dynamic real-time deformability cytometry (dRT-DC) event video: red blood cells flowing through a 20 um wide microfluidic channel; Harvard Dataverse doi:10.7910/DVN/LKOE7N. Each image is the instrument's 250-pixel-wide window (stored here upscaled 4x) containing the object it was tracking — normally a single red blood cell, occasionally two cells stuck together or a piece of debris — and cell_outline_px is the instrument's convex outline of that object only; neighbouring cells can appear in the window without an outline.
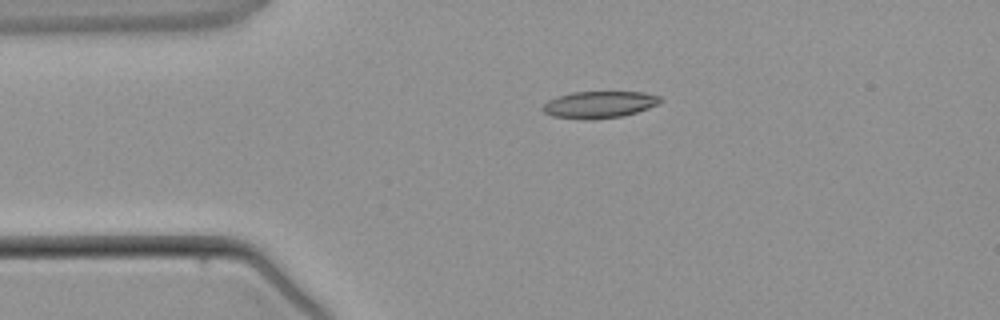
{"species": "common noctule bat (a hibernating species)", "species_latin": "Nyctalus noctula", "temperature_condition": "warm", "stored_images_in_passage": 4, "camera_frame_rate_fps": 3000, "um_per_image_px": 0.085, "animal": {"sex": "male", "body_mass_g": 21.5, "forearm_length_mm": 52.0}, "frame": {"image": 1, "passage_image": 3, "time_ms": 2.333, "image_size_px": [1000, 320], "cell_outline_px": [[664, 100], [648, 108], [624, 116], [552, 116], [544, 112], [540, 108], [548, 100], [572, 92], [644, 92], [660, 96]], "centroid_in_image_um": [50.99, 8.83], "position_along_channel_um": 34.0, "area_um2": 17.34}}
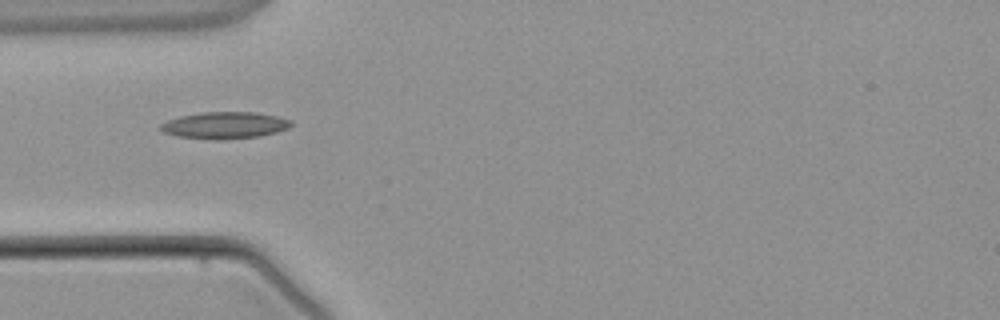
{"frame": {"image": 2, "passage_image": 4, "time_ms": 3.667, "image_size_px": [1000, 320], "cell_outline_px": [[292, 124], [288, 128], [276, 132], [260, 136], [220, 140], [212, 140], [176, 136], [164, 132], [160, 128], [160, 124], [168, 120], [180, 116], [200, 112], [256, 112], [276, 116], [292, 120]], "centroid_in_image_um": [19.1, 10.65], "position_along_channel_um": 65.9, "area_um2": 20.46}}